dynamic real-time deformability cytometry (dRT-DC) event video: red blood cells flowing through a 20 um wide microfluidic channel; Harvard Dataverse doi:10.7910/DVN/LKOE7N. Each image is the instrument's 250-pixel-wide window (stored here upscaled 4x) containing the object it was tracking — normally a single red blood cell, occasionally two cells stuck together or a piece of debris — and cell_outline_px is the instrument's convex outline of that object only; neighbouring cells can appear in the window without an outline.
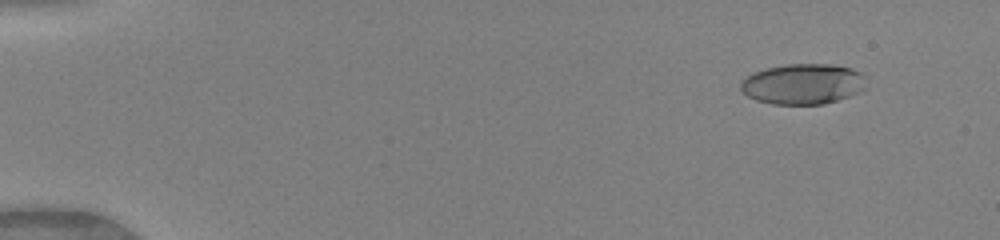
{"species": "human", "species_latin": "Homo sapiens", "temperature_condition": "warm", "stored_images_in_passage": 50, "camera_frame_rate_fps": 3000, "um_per_image_px": 0.085, "donor": {"sex": "female"}, "frame": {"image": 1, "passage_image": 5, "time_ms": 1.333, "image_size_px": [1000, 240], "cell_outline_px": [[864, 88], [860, 92], [824, 104], [772, 104], [756, 100], [748, 96], [740, 88], [740, 80], [752, 72], [768, 68], [788, 64], [832, 64], [852, 68], [860, 72]], "centroid_in_image_um": [68.19, 7.13], "position_along_channel_um": 16.8, "area_um2": 29.48}}
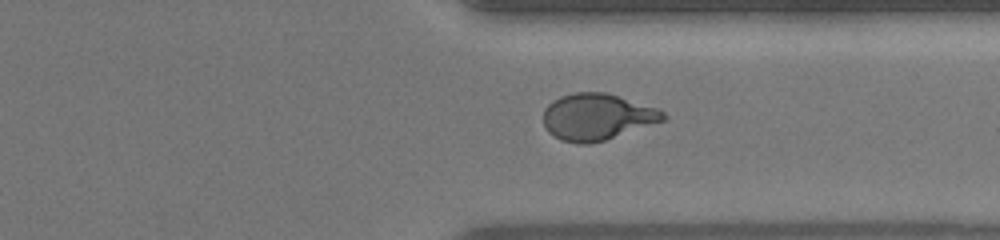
{"frame": {"image": 2, "passage_image": 39, "time_ms": 12.667, "image_size_px": [1000, 240], "cell_outline_px": [[668, 116], [664, 120], [604, 140], [588, 144], [580, 144], [560, 140], [552, 136], [548, 132], [544, 124], [544, 108], [552, 100], [560, 96], [576, 92], [604, 92], [660, 108]], "centroid_in_image_um": [50.73, 9.92], "position_along_channel_um": 360.7, "area_um2": 32.48}}
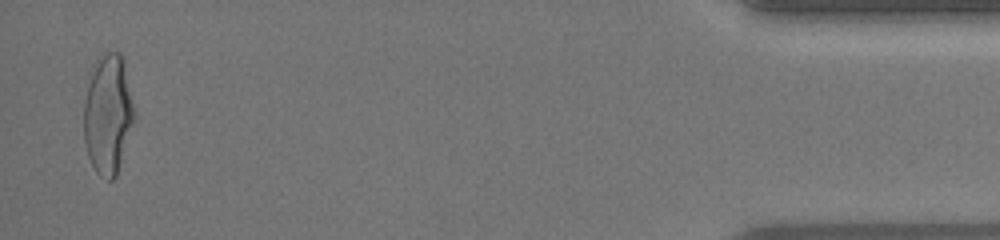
{"frame": {"image": 3, "passage_image": 49, "time_ms": 16.0, "image_size_px": [1000, 240], "cell_outline_px": [[136, 116], [116, 176], [112, 180], [108, 180], [100, 176], [96, 172], [88, 156], [84, 140], [84, 104], [88, 88], [92, 76], [104, 52], [120, 52], [124, 56], [136, 112]], "centroid_in_image_um": [9.23, 9.75], "position_along_channel_um": 426.0, "area_um2": 34.97}, "authors_computed_cell_mechanics": {"area_um2": 31.8478, "velocity_mm_per_s": 4.1642, "shape_relaxation_time_tau1_ms": 6.0504, "shape_relaxation_time_tau2_ms": 1.0264, "deformation_change_tau1": 0.2448, "deformation_change_tau2": 0.0825}}